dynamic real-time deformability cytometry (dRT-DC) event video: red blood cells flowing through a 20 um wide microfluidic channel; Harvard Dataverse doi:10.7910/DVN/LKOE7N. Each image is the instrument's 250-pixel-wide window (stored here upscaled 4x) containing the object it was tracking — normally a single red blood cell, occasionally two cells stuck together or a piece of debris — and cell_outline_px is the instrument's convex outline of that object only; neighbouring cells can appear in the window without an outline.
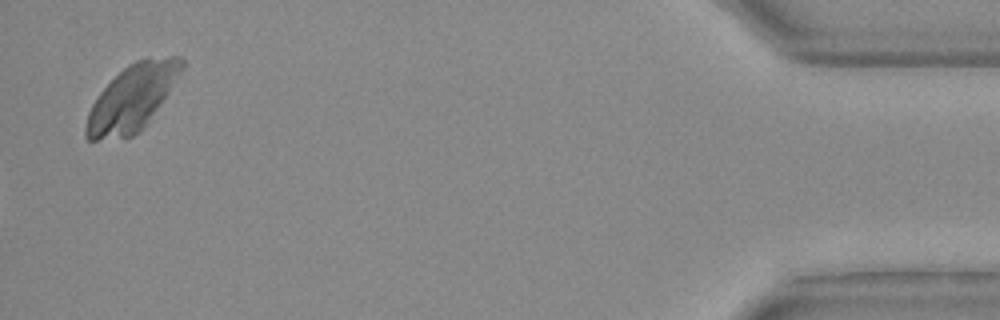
{"species": "Egyptian fruit bat (a non-hibernating species)", "species_latin": "Rousettus aegyptiacus", "temperature_condition": "warm", "stored_images_in_passage": 32, "segment_of_instrument_passage": [2, 2], "camera_frame_rate_fps": 3000, "um_per_image_px": 0.085, "animal": {"sex": "female"}, "frame": {"image": 1, "passage_image": 32, "time_ms": 10.333, "image_size_px": [1000, 320], "cell_outline_px": [[184, 68], [148, 124], [140, 132], [132, 136], [96, 140], [88, 140], [84, 136], [84, 128], [88, 112], [92, 104], [100, 92], [128, 64], [136, 60], [148, 56], [180, 56], [184, 60]], "centroid_in_image_um": [11.25, 8.31], "position_along_channel_um": 424.0, "area_um2": 36.82}}